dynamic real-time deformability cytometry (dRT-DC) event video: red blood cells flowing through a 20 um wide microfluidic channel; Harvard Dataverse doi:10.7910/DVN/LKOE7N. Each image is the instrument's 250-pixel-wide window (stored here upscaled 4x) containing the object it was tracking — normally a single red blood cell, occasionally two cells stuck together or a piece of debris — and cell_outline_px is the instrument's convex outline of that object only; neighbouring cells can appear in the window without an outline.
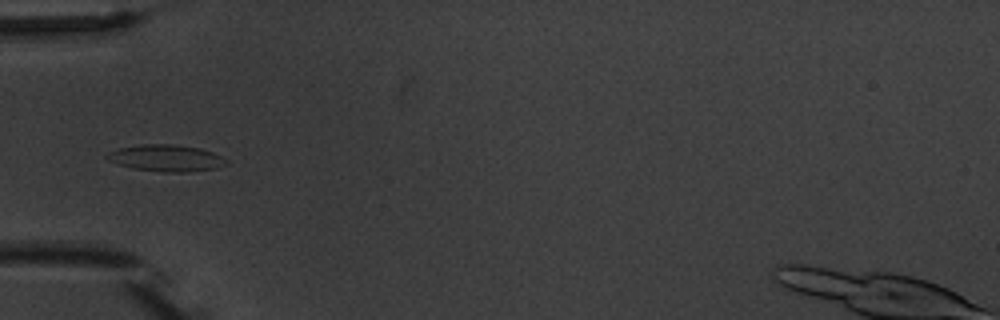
{"species": "common noctule bat (a hibernating species)", "species_latin": "Nyctalus noctula", "temperature_condition": "warm", "stored_images_in_passage": 6, "camera_frame_rate_fps": 3000, "um_per_image_px": 0.085, "animal": {"sex": "male", "body_mass_g": 20.1, "forearm_length_mm": 53.5}, "frame": {"image": 1, "passage_image": 4, "time_ms": 4.667, "image_size_px": [1000, 320], "cell_outline_px": [[228, 164], [216, 168], [188, 172], [164, 172], [132, 168], [108, 160], [104, 156], [108, 152], [120, 148], [140, 144], [176, 144], [200, 148], [212, 152], [228, 160]], "centroid_in_image_um": [14.14, 13.43], "position_along_channel_um": 70.9, "area_um2": 18.55}}
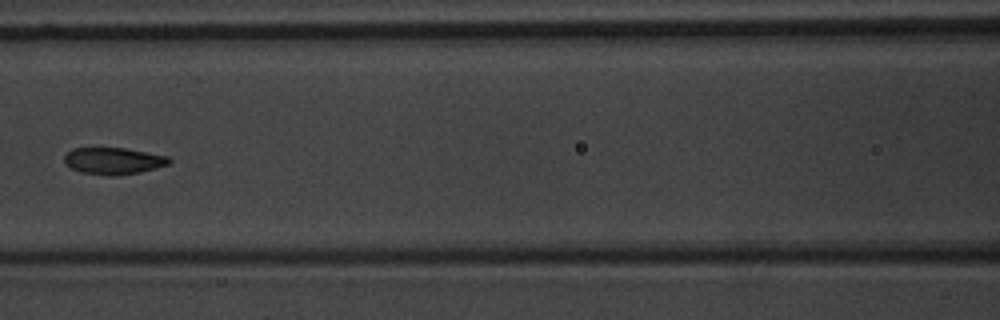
{"frame": {"image": 2, "passage_image": 6, "time_ms": 7.0, "image_size_px": [1000, 320], "cell_outline_px": [[172, 160], [168, 164], [140, 172], [112, 176], [108, 176], [80, 172], [72, 168], [64, 160], [64, 156], [72, 148], [124, 148], [168, 156]], "centroid_in_image_um": [9.64, 13.67], "position_along_channel_um": 157.0, "area_um2": 16.18}}